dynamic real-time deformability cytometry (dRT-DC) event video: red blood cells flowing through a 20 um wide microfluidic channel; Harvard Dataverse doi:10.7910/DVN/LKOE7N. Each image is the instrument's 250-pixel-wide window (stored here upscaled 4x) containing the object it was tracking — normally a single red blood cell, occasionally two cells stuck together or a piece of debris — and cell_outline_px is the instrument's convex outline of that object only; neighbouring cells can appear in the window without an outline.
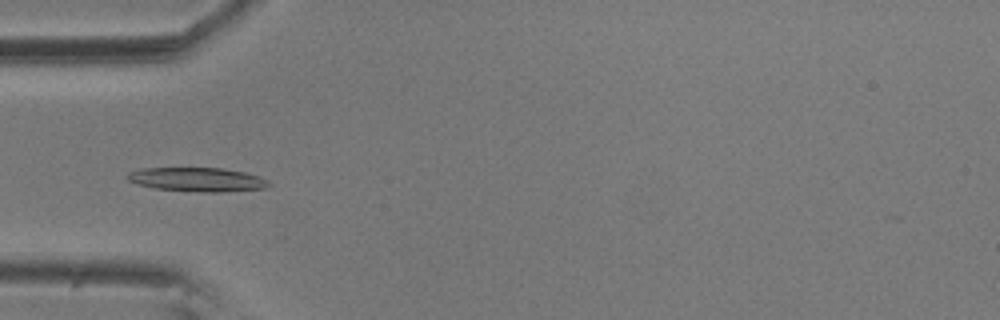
{"species": "common noctule bat (a hibernating species)", "species_latin": "Nyctalus noctula", "temperature_condition": "room temperature", "stored_images_in_passage": 15, "camera_frame_rate_fps": 3000, "um_per_image_px": 0.085, "animal": {"sex": "male", "body_mass_g": 20.5, "forearm_length_mm": 52.5}, "frame": {"image": 1, "passage_image": 5, "time_ms": 1.333, "image_size_px": [1000, 320], "cell_outline_px": [[272, 184], [264, 188], [220, 192], [200, 192], [156, 188], [136, 184], [128, 180], [124, 176], [128, 172], [140, 168], [224, 168], [244, 172], [260, 176], [268, 180]], "centroid_in_image_um": [16.75, 15.25], "position_along_channel_um": 68.3, "area_um2": 19.88}}
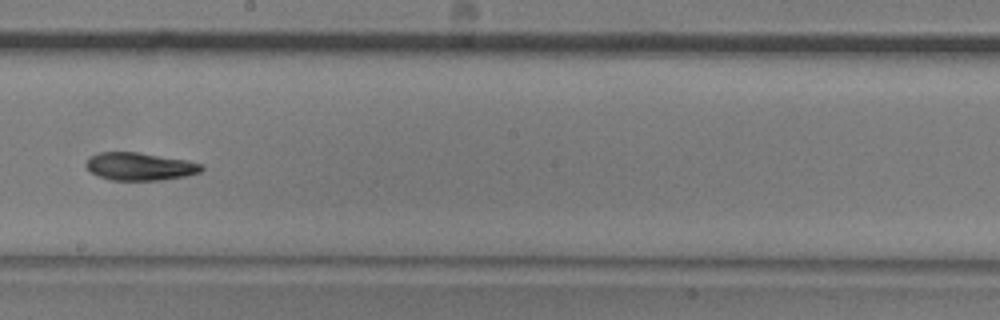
{"frame": {"image": 2, "passage_image": 9, "time_ms": 2.667, "image_size_px": [1000, 320], "cell_outline_px": [[204, 168], [200, 172], [188, 176], [160, 180], [108, 180], [92, 172], [84, 164], [92, 156], [100, 152], [136, 152], [188, 160], [204, 164]], "centroid_in_image_um": [11.94, 14.15], "position_along_channel_um": 236.3, "area_um2": 18.67}}
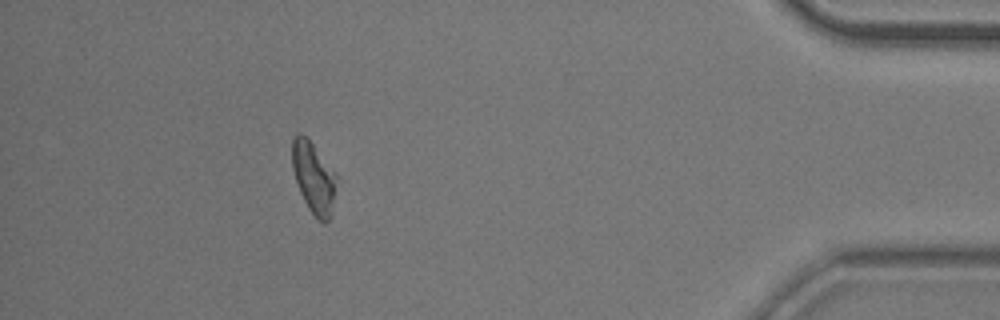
{"frame": {"image": 3, "passage_image": 14, "time_ms": 4.333, "image_size_px": [1000, 320], "cell_outline_px": [[336, 176], [332, 200], [328, 220], [324, 224], [316, 220], [308, 208], [300, 192], [292, 168], [292, 136], [296, 132], [300, 132], [312, 144], [336, 172]], "centroid_in_image_um": [26.61, 15.07], "position_along_channel_um": 408.6, "area_um2": 18.03}}